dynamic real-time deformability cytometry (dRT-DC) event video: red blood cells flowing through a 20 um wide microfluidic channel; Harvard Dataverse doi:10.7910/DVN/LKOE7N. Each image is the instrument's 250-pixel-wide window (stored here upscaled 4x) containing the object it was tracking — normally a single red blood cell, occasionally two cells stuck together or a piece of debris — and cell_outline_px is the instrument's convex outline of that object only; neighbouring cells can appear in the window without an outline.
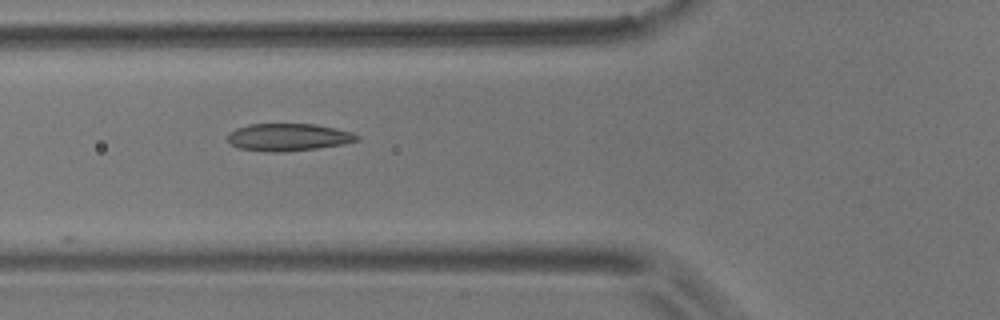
{"species": "common noctule bat (a hibernating species)", "species_latin": "Nyctalus noctula", "temperature_condition": "room temperature", "stored_images_in_passage": 7, "camera_frame_rate_fps": 3000, "um_per_image_px": 0.085, "animal": {"sex": "male", "body_mass_g": 17.9}, "frame": {"image": 1, "passage_image": 4, "time_ms": 4.333, "image_size_px": [1000, 320], "cell_outline_px": [[360, 140], [344, 144], [316, 148], [284, 152], [264, 152], [240, 148], [232, 144], [228, 140], [228, 132], [236, 128], [248, 124], [316, 124], [336, 128], [352, 132], [360, 136]], "centroid_in_image_um": [24.52, 11.66], "position_along_channel_um": 101.3, "area_um2": 20.81}}
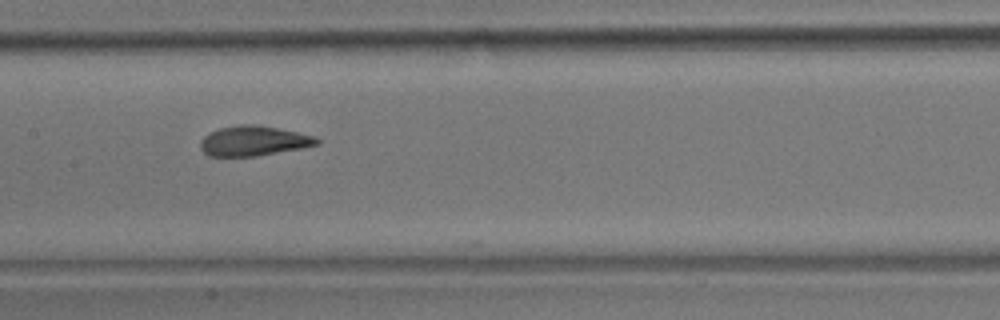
{"frame": {"image": 2, "passage_image": 6, "time_ms": 6.667, "image_size_px": [1000, 320], "cell_outline_px": [[320, 144], [300, 148], [256, 156], [208, 156], [200, 148], [200, 140], [208, 132], [220, 128], [236, 124], [252, 124], [276, 128], [316, 136], [320, 140]], "centroid_in_image_um": [21.52, 11.97], "position_along_channel_um": 185.9, "area_um2": 20.29}}